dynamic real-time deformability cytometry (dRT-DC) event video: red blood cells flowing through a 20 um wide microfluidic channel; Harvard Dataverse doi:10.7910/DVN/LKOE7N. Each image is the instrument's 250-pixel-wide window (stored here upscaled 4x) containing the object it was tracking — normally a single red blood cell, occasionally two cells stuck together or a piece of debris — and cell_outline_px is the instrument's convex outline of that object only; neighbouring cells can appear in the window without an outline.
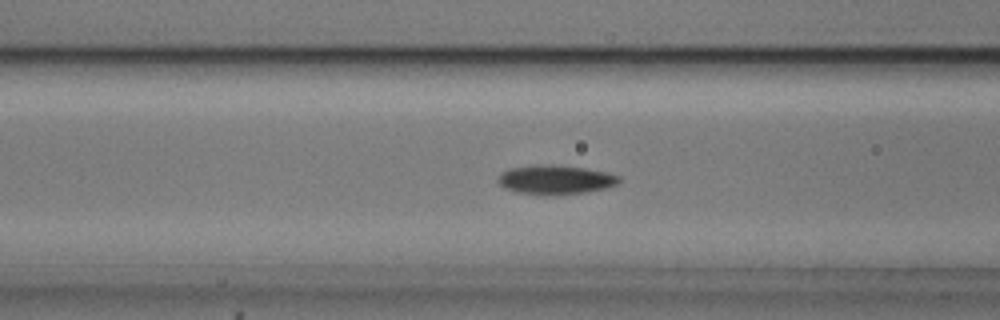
{"species": "common noctule bat (a hibernating species)", "species_latin": "Nyctalus noctula", "temperature_condition": "cold", "stored_images_in_passage": 56, "camera_frame_rate_fps": 3000, "um_per_image_px": 0.085, "animal": {"sex": "male", "body_mass_g": 20.5, "forearm_length_mm": 52.5}, "frame": {"image": 1, "passage_image": 22, "time_ms": 7.0, "image_size_px": [1000, 320], "cell_outline_px": [[620, 180], [616, 184], [608, 188], [588, 192], [544, 196], [516, 192], [504, 188], [496, 180], [500, 172], [512, 168], [536, 164], [540, 164], [584, 168], [604, 172], [620, 176]], "centroid_in_image_um": [47.17, 15.29], "position_along_channel_um": 119.4, "area_um2": 20.69}}
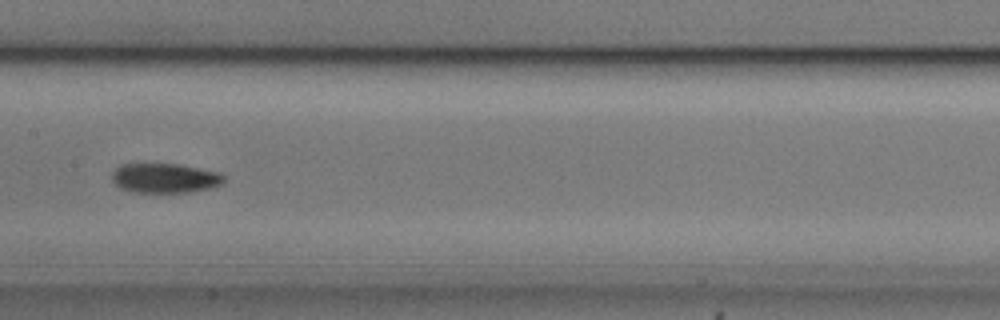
{"frame": {"image": 2, "passage_image": 28, "time_ms": 9.0, "image_size_px": [1000, 320], "cell_outline_px": [[224, 184], [212, 188], [192, 192], [132, 192], [120, 188], [112, 180], [112, 172], [120, 164], [144, 160], [180, 164], [220, 172], [224, 176]], "centroid_in_image_um": [13.99, 15.08], "position_along_channel_um": 193.4, "area_um2": 20.4}}
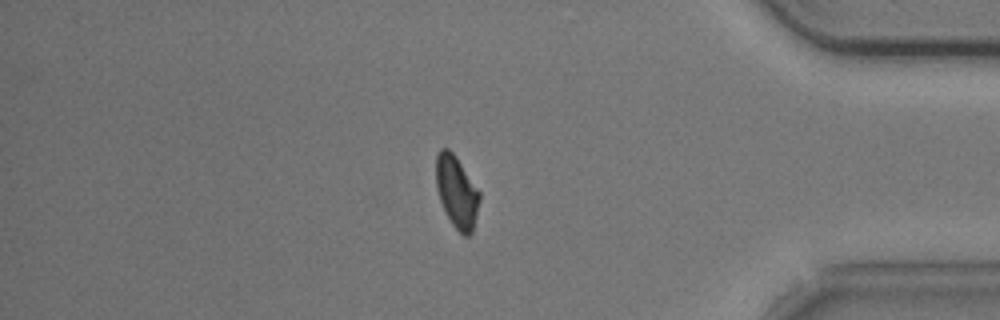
{"frame": {"image": 3, "passage_image": 47, "time_ms": 15.333, "image_size_px": [1000, 320], "cell_outline_px": [[480, 200], [472, 232], [468, 236], [464, 236], [452, 224], [440, 200], [436, 188], [436, 156], [440, 148], [448, 148], [456, 156], [480, 192]], "centroid_in_image_um": [38.82, 16.28], "position_along_channel_um": 396.4, "area_um2": 18.09}, "authors_computed_cell_mechanics": {"area_um2": 18.9006, "velocity_mm_per_s": 3.688, "shape_relaxation_time_tau1_ms": 1.9825, "shape_relaxation_time_tau2_ms": 6.4986, "deformation_change_tau1": 0.1091, "deformation_change_tau2": 0.1035}}